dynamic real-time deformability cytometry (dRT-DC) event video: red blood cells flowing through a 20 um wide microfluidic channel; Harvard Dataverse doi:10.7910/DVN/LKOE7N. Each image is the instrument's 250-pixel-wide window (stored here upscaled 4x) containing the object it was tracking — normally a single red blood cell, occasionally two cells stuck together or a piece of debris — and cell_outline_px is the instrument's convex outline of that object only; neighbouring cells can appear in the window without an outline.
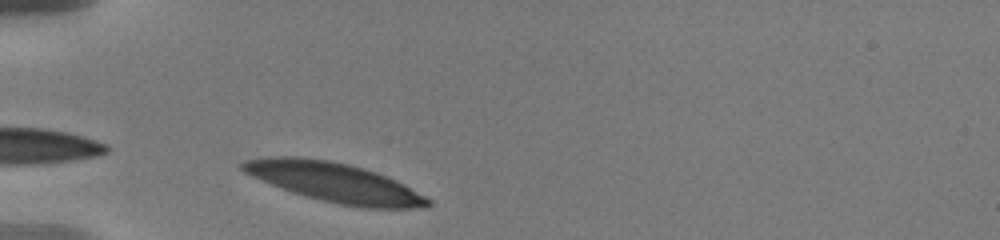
{"species": "human", "species_latin": "Homo sapiens", "temperature_condition": "warm", "stored_images_in_passage": 24, "camera_frame_rate_fps": 3000, "um_per_image_px": 0.085, "donor": {"sex": "male"}, "frame": {"image": 1, "passage_image": 1, "time_ms": 0.0, "image_size_px": [1000, 240], "cell_outline_px": [[432, 204], [428, 208], [368, 208], [340, 204], [320, 200], [272, 184], [252, 176], [244, 172], [240, 168], [240, 164], [244, 160], [268, 156], [296, 156], [332, 160], [364, 168], [388, 176], [404, 184], [432, 200]], "centroid_in_image_um": [28.48, 15.49], "position_along_channel_um": 56.5, "area_um2": 42.43}}
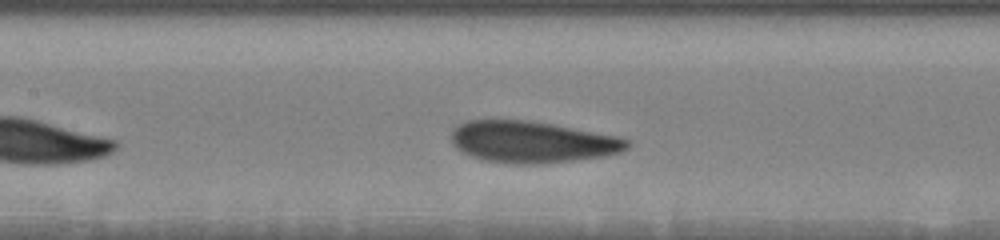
{"frame": {"image": 2, "passage_image": 9, "time_ms": 3.333, "image_size_px": [1000, 240], "cell_outline_px": [[628, 148], [620, 152], [604, 156], [540, 164], [512, 164], [484, 160], [472, 156], [456, 148], [452, 144], [452, 128], [468, 120], [528, 120], [552, 124], [616, 136], [628, 140]], "centroid_in_image_um": [45.19, 12.07], "position_along_channel_um": 162.2, "area_um2": 42.31}}
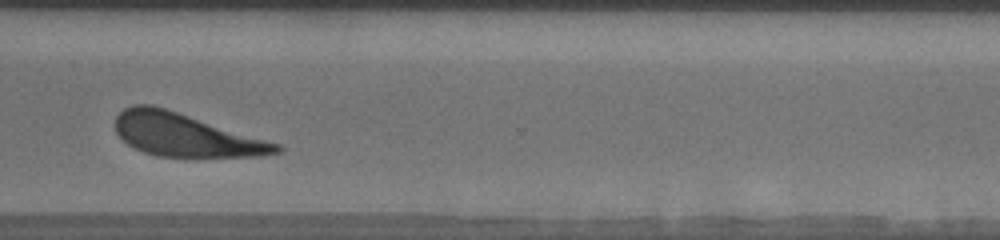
{"frame": {"image": 3, "passage_image": 22, "time_ms": 8.667, "image_size_px": [1000, 240], "cell_outline_px": [[284, 148], [280, 152], [256, 156], [200, 160], [156, 156], [132, 148], [116, 132], [116, 116], [124, 108], [136, 104], [148, 104], [164, 108], [280, 144]], "centroid_in_image_um": [15.78, 11.54], "position_along_channel_um": 354.8, "area_um2": 40.98}, "authors_computed_cell_mechanics": {"area_um2": 42.5408, "velocity_mm_per_s": 3.6079, "shape_relaxation_time_tau1_ms": 2.2477, "shape_relaxation_time_tau2_ms": 7.1281, "deformation_change_tau1": 0.1328, "deformation_change_tau2": 0.1613}}